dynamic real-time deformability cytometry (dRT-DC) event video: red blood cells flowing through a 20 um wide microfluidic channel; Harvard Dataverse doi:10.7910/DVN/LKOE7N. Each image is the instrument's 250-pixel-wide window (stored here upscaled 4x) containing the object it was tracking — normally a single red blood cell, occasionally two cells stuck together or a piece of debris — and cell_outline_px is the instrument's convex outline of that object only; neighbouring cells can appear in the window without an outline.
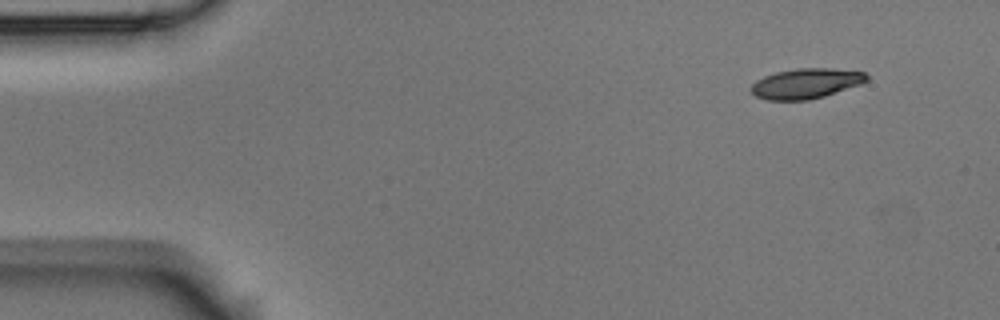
{"species": "Egyptian fruit bat (a non-hibernating species)", "species_latin": "Rousettus aegyptiacus", "temperature_condition": "room temperature", "stored_images_in_passage": 4, "camera_frame_rate_fps": 3000, "um_per_image_px": 0.085, "animal": {"sex": "male"}, "frame": {"image": 1, "passage_image": 1, "time_ms": 0.0, "image_size_px": [1000, 320], "cell_outline_px": [[868, 80], [860, 84], [824, 96], [808, 100], [768, 100], [756, 96], [748, 88], [756, 80], [764, 76], [776, 72], [796, 68], [832, 68], [864, 72], [868, 76]], "centroid_in_image_um": [68.48, 7.09], "position_along_channel_um": 16.5, "area_um2": 20.29}}
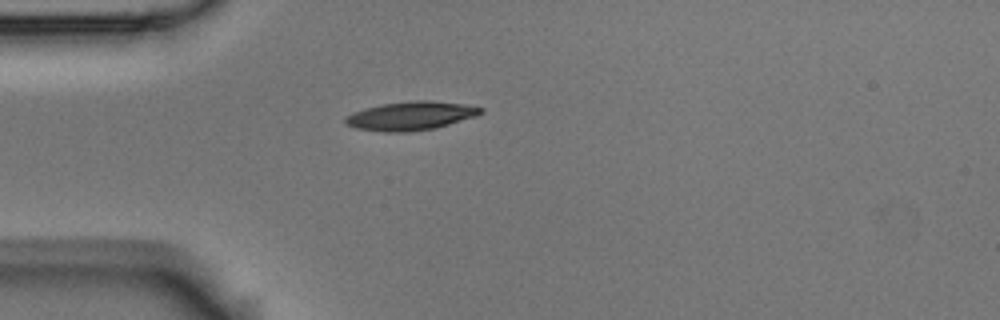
{"frame": {"image": 2, "passage_image": 4, "time_ms": 1.0, "image_size_px": [1000, 320], "cell_outline_px": [[484, 112], [476, 116], [436, 128], [408, 132], [384, 132], [356, 128], [348, 124], [344, 120], [344, 116], [352, 112], [364, 108], [380, 104], [416, 100], [428, 100], [464, 104], [484, 108]], "centroid_in_image_um": [34.91, 9.84], "position_along_channel_um": 50.1, "area_um2": 22.72}}